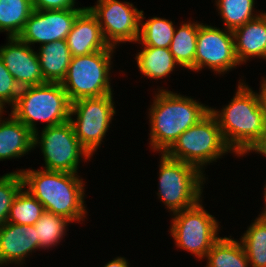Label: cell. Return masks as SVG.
Returning <instances> with one entry per match:
<instances>
[{
	"instance_id": "obj_4",
	"label": "cell",
	"mask_w": 266,
	"mask_h": 267,
	"mask_svg": "<svg viewBox=\"0 0 266 267\" xmlns=\"http://www.w3.org/2000/svg\"><path fill=\"white\" fill-rule=\"evenodd\" d=\"M71 104L60 83L46 82L21 88L11 114L35 133L38 131L36 121L46 122L44 127L69 121Z\"/></svg>"
},
{
	"instance_id": "obj_2",
	"label": "cell",
	"mask_w": 266,
	"mask_h": 267,
	"mask_svg": "<svg viewBox=\"0 0 266 267\" xmlns=\"http://www.w3.org/2000/svg\"><path fill=\"white\" fill-rule=\"evenodd\" d=\"M216 117L222 136L233 153L241 156L266 133V123L259 96L239 82L231 102L221 111L210 108Z\"/></svg>"
},
{
	"instance_id": "obj_30",
	"label": "cell",
	"mask_w": 266,
	"mask_h": 267,
	"mask_svg": "<svg viewBox=\"0 0 266 267\" xmlns=\"http://www.w3.org/2000/svg\"><path fill=\"white\" fill-rule=\"evenodd\" d=\"M20 91V86L0 58V102L4 105L7 103L13 106L16 103Z\"/></svg>"
},
{
	"instance_id": "obj_26",
	"label": "cell",
	"mask_w": 266,
	"mask_h": 267,
	"mask_svg": "<svg viewBox=\"0 0 266 267\" xmlns=\"http://www.w3.org/2000/svg\"><path fill=\"white\" fill-rule=\"evenodd\" d=\"M44 211V206L23 187L11 205L7 222L34 225Z\"/></svg>"
},
{
	"instance_id": "obj_12",
	"label": "cell",
	"mask_w": 266,
	"mask_h": 267,
	"mask_svg": "<svg viewBox=\"0 0 266 267\" xmlns=\"http://www.w3.org/2000/svg\"><path fill=\"white\" fill-rule=\"evenodd\" d=\"M240 65L235 54L234 35L229 29L220 30L199 23L194 71L205 66L221 74Z\"/></svg>"
},
{
	"instance_id": "obj_14",
	"label": "cell",
	"mask_w": 266,
	"mask_h": 267,
	"mask_svg": "<svg viewBox=\"0 0 266 267\" xmlns=\"http://www.w3.org/2000/svg\"><path fill=\"white\" fill-rule=\"evenodd\" d=\"M0 47V58L20 88L45 84L37 52L18 37H7Z\"/></svg>"
},
{
	"instance_id": "obj_25",
	"label": "cell",
	"mask_w": 266,
	"mask_h": 267,
	"mask_svg": "<svg viewBox=\"0 0 266 267\" xmlns=\"http://www.w3.org/2000/svg\"><path fill=\"white\" fill-rule=\"evenodd\" d=\"M240 242L250 267H266V224L256 218L241 236Z\"/></svg>"
},
{
	"instance_id": "obj_13",
	"label": "cell",
	"mask_w": 266,
	"mask_h": 267,
	"mask_svg": "<svg viewBox=\"0 0 266 267\" xmlns=\"http://www.w3.org/2000/svg\"><path fill=\"white\" fill-rule=\"evenodd\" d=\"M83 10H33L17 37L28 45L66 40L77 16Z\"/></svg>"
},
{
	"instance_id": "obj_24",
	"label": "cell",
	"mask_w": 266,
	"mask_h": 267,
	"mask_svg": "<svg viewBox=\"0 0 266 267\" xmlns=\"http://www.w3.org/2000/svg\"><path fill=\"white\" fill-rule=\"evenodd\" d=\"M141 13L140 31L137 42L143 46L169 48L175 32L174 24L165 18L153 17L143 23L145 19Z\"/></svg>"
},
{
	"instance_id": "obj_23",
	"label": "cell",
	"mask_w": 266,
	"mask_h": 267,
	"mask_svg": "<svg viewBox=\"0 0 266 267\" xmlns=\"http://www.w3.org/2000/svg\"><path fill=\"white\" fill-rule=\"evenodd\" d=\"M33 10L31 0H0V32L17 37Z\"/></svg>"
},
{
	"instance_id": "obj_20",
	"label": "cell",
	"mask_w": 266,
	"mask_h": 267,
	"mask_svg": "<svg viewBox=\"0 0 266 267\" xmlns=\"http://www.w3.org/2000/svg\"><path fill=\"white\" fill-rule=\"evenodd\" d=\"M144 48L136 54L139 71L146 77L161 79L170 74L175 66L179 65L169 48H157L143 46Z\"/></svg>"
},
{
	"instance_id": "obj_21",
	"label": "cell",
	"mask_w": 266,
	"mask_h": 267,
	"mask_svg": "<svg viewBox=\"0 0 266 267\" xmlns=\"http://www.w3.org/2000/svg\"><path fill=\"white\" fill-rule=\"evenodd\" d=\"M206 267H248L249 260L241 242L229 237L220 239L205 256Z\"/></svg>"
},
{
	"instance_id": "obj_27",
	"label": "cell",
	"mask_w": 266,
	"mask_h": 267,
	"mask_svg": "<svg viewBox=\"0 0 266 267\" xmlns=\"http://www.w3.org/2000/svg\"><path fill=\"white\" fill-rule=\"evenodd\" d=\"M69 224L70 221L66 218L44 211L34 224L39 249H49L59 244L66 233V226Z\"/></svg>"
},
{
	"instance_id": "obj_10",
	"label": "cell",
	"mask_w": 266,
	"mask_h": 267,
	"mask_svg": "<svg viewBox=\"0 0 266 267\" xmlns=\"http://www.w3.org/2000/svg\"><path fill=\"white\" fill-rule=\"evenodd\" d=\"M112 94L81 98L71 104L70 119L75 136L92 156L101 144L115 114ZM77 115L73 120L72 116Z\"/></svg>"
},
{
	"instance_id": "obj_3",
	"label": "cell",
	"mask_w": 266,
	"mask_h": 267,
	"mask_svg": "<svg viewBox=\"0 0 266 267\" xmlns=\"http://www.w3.org/2000/svg\"><path fill=\"white\" fill-rule=\"evenodd\" d=\"M159 92V93H158ZM149 109L150 147L165 153L177 138L191 126L197 124L210 108L191 97L158 89Z\"/></svg>"
},
{
	"instance_id": "obj_33",
	"label": "cell",
	"mask_w": 266,
	"mask_h": 267,
	"mask_svg": "<svg viewBox=\"0 0 266 267\" xmlns=\"http://www.w3.org/2000/svg\"><path fill=\"white\" fill-rule=\"evenodd\" d=\"M261 83V88L259 90L260 92L257 94L259 96L260 104L263 109L264 120L266 123V78H263Z\"/></svg>"
},
{
	"instance_id": "obj_8",
	"label": "cell",
	"mask_w": 266,
	"mask_h": 267,
	"mask_svg": "<svg viewBox=\"0 0 266 267\" xmlns=\"http://www.w3.org/2000/svg\"><path fill=\"white\" fill-rule=\"evenodd\" d=\"M200 200L194 206L173 213L170 233L175 245L191 252L199 259H204L211 247L220 239L219 223Z\"/></svg>"
},
{
	"instance_id": "obj_34",
	"label": "cell",
	"mask_w": 266,
	"mask_h": 267,
	"mask_svg": "<svg viewBox=\"0 0 266 267\" xmlns=\"http://www.w3.org/2000/svg\"><path fill=\"white\" fill-rule=\"evenodd\" d=\"M104 267H129V263L124 257H117L109 261Z\"/></svg>"
},
{
	"instance_id": "obj_28",
	"label": "cell",
	"mask_w": 266,
	"mask_h": 267,
	"mask_svg": "<svg viewBox=\"0 0 266 267\" xmlns=\"http://www.w3.org/2000/svg\"><path fill=\"white\" fill-rule=\"evenodd\" d=\"M226 29L234 30L260 14H253L255 0H215Z\"/></svg>"
},
{
	"instance_id": "obj_16",
	"label": "cell",
	"mask_w": 266,
	"mask_h": 267,
	"mask_svg": "<svg viewBox=\"0 0 266 267\" xmlns=\"http://www.w3.org/2000/svg\"><path fill=\"white\" fill-rule=\"evenodd\" d=\"M66 42L72 57L95 53L109 47L96 16L88 7L77 16Z\"/></svg>"
},
{
	"instance_id": "obj_36",
	"label": "cell",
	"mask_w": 266,
	"mask_h": 267,
	"mask_svg": "<svg viewBox=\"0 0 266 267\" xmlns=\"http://www.w3.org/2000/svg\"><path fill=\"white\" fill-rule=\"evenodd\" d=\"M5 108V106H4V104H2L1 102H0V119H1V115H2V113H3V109Z\"/></svg>"
},
{
	"instance_id": "obj_1",
	"label": "cell",
	"mask_w": 266,
	"mask_h": 267,
	"mask_svg": "<svg viewBox=\"0 0 266 267\" xmlns=\"http://www.w3.org/2000/svg\"><path fill=\"white\" fill-rule=\"evenodd\" d=\"M23 186L43 206L45 211L72 221H83L87 214L84 183L74 173L49 170H18Z\"/></svg>"
},
{
	"instance_id": "obj_18",
	"label": "cell",
	"mask_w": 266,
	"mask_h": 267,
	"mask_svg": "<svg viewBox=\"0 0 266 267\" xmlns=\"http://www.w3.org/2000/svg\"><path fill=\"white\" fill-rule=\"evenodd\" d=\"M0 119V161L19 158L34 149V133L12 114Z\"/></svg>"
},
{
	"instance_id": "obj_35",
	"label": "cell",
	"mask_w": 266,
	"mask_h": 267,
	"mask_svg": "<svg viewBox=\"0 0 266 267\" xmlns=\"http://www.w3.org/2000/svg\"><path fill=\"white\" fill-rule=\"evenodd\" d=\"M264 201H265V208L263 210V212H261V215H258L259 217H257V219L266 224V184H265V188H264Z\"/></svg>"
},
{
	"instance_id": "obj_15",
	"label": "cell",
	"mask_w": 266,
	"mask_h": 267,
	"mask_svg": "<svg viewBox=\"0 0 266 267\" xmlns=\"http://www.w3.org/2000/svg\"><path fill=\"white\" fill-rule=\"evenodd\" d=\"M36 249H39V241L34 225L6 222L0 228V263L22 264Z\"/></svg>"
},
{
	"instance_id": "obj_5",
	"label": "cell",
	"mask_w": 266,
	"mask_h": 267,
	"mask_svg": "<svg viewBox=\"0 0 266 267\" xmlns=\"http://www.w3.org/2000/svg\"><path fill=\"white\" fill-rule=\"evenodd\" d=\"M231 151L222 136L216 117L209 112L197 124L184 131L164 154L204 172L203 166Z\"/></svg>"
},
{
	"instance_id": "obj_29",
	"label": "cell",
	"mask_w": 266,
	"mask_h": 267,
	"mask_svg": "<svg viewBox=\"0 0 266 267\" xmlns=\"http://www.w3.org/2000/svg\"><path fill=\"white\" fill-rule=\"evenodd\" d=\"M23 187V179L18 171L0 177V228L7 222L11 205Z\"/></svg>"
},
{
	"instance_id": "obj_31",
	"label": "cell",
	"mask_w": 266,
	"mask_h": 267,
	"mask_svg": "<svg viewBox=\"0 0 266 267\" xmlns=\"http://www.w3.org/2000/svg\"><path fill=\"white\" fill-rule=\"evenodd\" d=\"M34 10L85 9L75 8V0H31Z\"/></svg>"
},
{
	"instance_id": "obj_22",
	"label": "cell",
	"mask_w": 266,
	"mask_h": 267,
	"mask_svg": "<svg viewBox=\"0 0 266 267\" xmlns=\"http://www.w3.org/2000/svg\"><path fill=\"white\" fill-rule=\"evenodd\" d=\"M199 23L186 22L180 28L175 29L169 50L174 56L175 61L181 67L194 71V60L196 55V44Z\"/></svg>"
},
{
	"instance_id": "obj_32",
	"label": "cell",
	"mask_w": 266,
	"mask_h": 267,
	"mask_svg": "<svg viewBox=\"0 0 266 267\" xmlns=\"http://www.w3.org/2000/svg\"><path fill=\"white\" fill-rule=\"evenodd\" d=\"M255 151V153L262 154L266 156V133L259 138L249 149L246 153Z\"/></svg>"
},
{
	"instance_id": "obj_11",
	"label": "cell",
	"mask_w": 266,
	"mask_h": 267,
	"mask_svg": "<svg viewBox=\"0 0 266 267\" xmlns=\"http://www.w3.org/2000/svg\"><path fill=\"white\" fill-rule=\"evenodd\" d=\"M88 8L96 16L109 46L116 48L121 42H137L142 10L135 8L133 3L97 0L96 6Z\"/></svg>"
},
{
	"instance_id": "obj_6",
	"label": "cell",
	"mask_w": 266,
	"mask_h": 267,
	"mask_svg": "<svg viewBox=\"0 0 266 267\" xmlns=\"http://www.w3.org/2000/svg\"><path fill=\"white\" fill-rule=\"evenodd\" d=\"M114 49L109 46L106 50L71 58L66 76L60 83L71 102L113 94L109 75Z\"/></svg>"
},
{
	"instance_id": "obj_19",
	"label": "cell",
	"mask_w": 266,
	"mask_h": 267,
	"mask_svg": "<svg viewBox=\"0 0 266 267\" xmlns=\"http://www.w3.org/2000/svg\"><path fill=\"white\" fill-rule=\"evenodd\" d=\"M37 56L45 82L61 83L72 58L66 40L40 45Z\"/></svg>"
},
{
	"instance_id": "obj_9",
	"label": "cell",
	"mask_w": 266,
	"mask_h": 267,
	"mask_svg": "<svg viewBox=\"0 0 266 267\" xmlns=\"http://www.w3.org/2000/svg\"><path fill=\"white\" fill-rule=\"evenodd\" d=\"M40 135L38 131L34 133L33 144L34 148L38 144L40 145L44 156L45 170L76 174L81 157L83 156L84 161L91 157L75 136L70 121L44 127Z\"/></svg>"
},
{
	"instance_id": "obj_7",
	"label": "cell",
	"mask_w": 266,
	"mask_h": 267,
	"mask_svg": "<svg viewBox=\"0 0 266 267\" xmlns=\"http://www.w3.org/2000/svg\"><path fill=\"white\" fill-rule=\"evenodd\" d=\"M158 198L170 212L188 209L201 200L205 176L195 166L161 155ZM202 185V186H201Z\"/></svg>"
},
{
	"instance_id": "obj_17",
	"label": "cell",
	"mask_w": 266,
	"mask_h": 267,
	"mask_svg": "<svg viewBox=\"0 0 266 267\" xmlns=\"http://www.w3.org/2000/svg\"><path fill=\"white\" fill-rule=\"evenodd\" d=\"M235 54L240 65L249 58L266 60V13L233 30Z\"/></svg>"
}]
</instances>
